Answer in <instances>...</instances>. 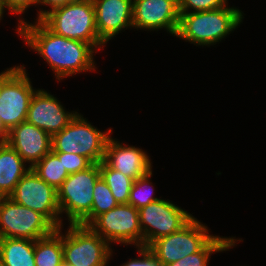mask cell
Instances as JSON below:
<instances>
[{
    "label": "cell",
    "mask_w": 266,
    "mask_h": 266,
    "mask_svg": "<svg viewBox=\"0 0 266 266\" xmlns=\"http://www.w3.org/2000/svg\"><path fill=\"white\" fill-rule=\"evenodd\" d=\"M9 198L42 214L56 229L64 225L57 190L42 180L32 168L16 184Z\"/></svg>",
    "instance_id": "obj_11"
},
{
    "label": "cell",
    "mask_w": 266,
    "mask_h": 266,
    "mask_svg": "<svg viewBox=\"0 0 266 266\" xmlns=\"http://www.w3.org/2000/svg\"><path fill=\"white\" fill-rule=\"evenodd\" d=\"M110 245L119 243L143 247V233L140 227L138 209L130 204H118L108 212L97 216L89 225Z\"/></svg>",
    "instance_id": "obj_8"
},
{
    "label": "cell",
    "mask_w": 266,
    "mask_h": 266,
    "mask_svg": "<svg viewBox=\"0 0 266 266\" xmlns=\"http://www.w3.org/2000/svg\"><path fill=\"white\" fill-rule=\"evenodd\" d=\"M99 38L107 44L122 30L133 28V0H92Z\"/></svg>",
    "instance_id": "obj_17"
},
{
    "label": "cell",
    "mask_w": 266,
    "mask_h": 266,
    "mask_svg": "<svg viewBox=\"0 0 266 266\" xmlns=\"http://www.w3.org/2000/svg\"><path fill=\"white\" fill-rule=\"evenodd\" d=\"M228 0H179V13H193L215 10L227 6Z\"/></svg>",
    "instance_id": "obj_26"
},
{
    "label": "cell",
    "mask_w": 266,
    "mask_h": 266,
    "mask_svg": "<svg viewBox=\"0 0 266 266\" xmlns=\"http://www.w3.org/2000/svg\"><path fill=\"white\" fill-rule=\"evenodd\" d=\"M209 233L208 227L193 217L179 231L156 239L147 249L157 263L165 266L199 252L215 236Z\"/></svg>",
    "instance_id": "obj_7"
},
{
    "label": "cell",
    "mask_w": 266,
    "mask_h": 266,
    "mask_svg": "<svg viewBox=\"0 0 266 266\" xmlns=\"http://www.w3.org/2000/svg\"><path fill=\"white\" fill-rule=\"evenodd\" d=\"M61 266H71V265H68L65 262H63Z\"/></svg>",
    "instance_id": "obj_35"
},
{
    "label": "cell",
    "mask_w": 266,
    "mask_h": 266,
    "mask_svg": "<svg viewBox=\"0 0 266 266\" xmlns=\"http://www.w3.org/2000/svg\"><path fill=\"white\" fill-rule=\"evenodd\" d=\"M63 226L50 235L34 241V259L36 266H61L63 260Z\"/></svg>",
    "instance_id": "obj_20"
},
{
    "label": "cell",
    "mask_w": 266,
    "mask_h": 266,
    "mask_svg": "<svg viewBox=\"0 0 266 266\" xmlns=\"http://www.w3.org/2000/svg\"><path fill=\"white\" fill-rule=\"evenodd\" d=\"M0 263L3 266H36L34 240L0 238Z\"/></svg>",
    "instance_id": "obj_19"
},
{
    "label": "cell",
    "mask_w": 266,
    "mask_h": 266,
    "mask_svg": "<svg viewBox=\"0 0 266 266\" xmlns=\"http://www.w3.org/2000/svg\"><path fill=\"white\" fill-rule=\"evenodd\" d=\"M51 140L44 130L25 121L7 132L5 142L33 167L52 150Z\"/></svg>",
    "instance_id": "obj_15"
},
{
    "label": "cell",
    "mask_w": 266,
    "mask_h": 266,
    "mask_svg": "<svg viewBox=\"0 0 266 266\" xmlns=\"http://www.w3.org/2000/svg\"><path fill=\"white\" fill-rule=\"evenodd\" d=\"M148 154L135 146H130L111 136L107 141L103 161L123 175L136 180L152 171V162Z\"/></svg>",
    "instance_id": "obj_16"
},
{
    "label": "cell",
    "mask_w": 266,
    "mask_h": 266,
    "mask_svg": "<svg viewBox=\"0 0 266 266\" xmlns=\"http://www.w3.org/2000/svg\"><path fill=\"white\" fill-rule=\"evenodd\" d=\"M100 177L107 183L112 195L119 204H128L133 179L100 162Z\"/></svg>",
    "instance_id": "obj_23"
},
{
    "label": "cell",
    "mask_w": 266,
    "mask_h": 266,
    "mask_svg": "<svg viewBox=\"0 0 266 266\" xmlns=\"http://www.w3.org/2000/svg\"><path fill=\"white\" fill-rule=\"evenodd\" d=\"M70 0H37V5L39 6H50L48 10L40 8L38 11V17L36 20H41L49 11L58 8L60 6H64L65 4L70 3ZM42 9V10H41Z\"/></svg>",
    "instance_id": "obj_30"
},
{
    "label": "cell",
    "mask_w": 266,
    "mask_h": 266,
    "mask_svg": "<svg viewBox=\"0 0 266 266\" xmlns=\"http://www.w3.org/2000/svg\"><path fill=\"white\" fill-rule=\"evenodd\" d=\"M176 37L191 44L211 46L217 44L243 22L244 13L237 7L224 6L215 10L179 13Z\"/></svg>",
    "instance_id": "obj_2"
},
{
    "label": "cell",
    "mask_w": 266,
    "mask_h": 266,
    "mask_svg": "<svg viewBox=\"0 0 266 266\" xmlns=\"http://www.w3.org/2000/svg\"><path fill=\"white\" fill-rule=\"evenodd\" d=\"M7 131L0 124V143H4L6 141Z\"/></svg>",
    "instance_id": "obj_32"
},
{
    "label": "cell",
    "mask_w": 266,
    "mask_h": 266,
    "mask_svg": "<svg viewBox=\"0 0 266 266\" xmlns=\"http://www.w3.org/2000/svg\"><path fill=\"white\" fill-rule=\"evenodd\" d=\"M119 203L112 195L107 183L100 177L94 186L91 211L78 223L88 226L97 216L116 207Z\"/></svg>",
    "instance_id": "obj_24"
},
{
    "label": "cell",
    "mask_w": 266,
    "mask_h": 266,
    "mask_svg": "<svg viewBox=\"0 0 266 266\" xmlns=\"http://www.w3.org/2000/svg\"><path fill=\"white\" fill-rule=\"evenodd\" d=\"M32 169L42 180L56 190L69 176L62 160L52 150L38 161Z\"/></svg>",
    "instance_id": "obj_22"
},
{
    "label": "cell",
    "mask_w": 266,
    "mask_h": 266,
    "mask_svg": "<svg viewBox=\"0 0 266 266\" xmlns=\"http://www.w3.org/2000/svg\"><path fill=\"white\" fill-rule=\"evenodd\" d=\"M20 65L7 68L5 71L0 73V91L2 88L3 82L19 67Z\"/></svg>",
    "instance_id": "obj_31"
},
{
    "label": "cell",
    "mask_w": 266,
    "mask_h": 266,
    "mask_svg": "<svg viewBox=\"0 0 266 266\" xmlns=\"http://www.w3.org/2000/svg\"><path fill=\"white\" fill-rule=\"evenodd\" d=\"M140 258H131L121 266H161L147 248H136Z\"/></svg>",
    "instance_id": "obj_29"
},
{
    "label": "cell",
    "mask_w": 266,
    "mask_h": 266,
    "mask_svg": "<svg viewBox=\"0 0 266 266\" xmlns=\"http://www.w3.org/2000/svg\"><path fill=\"white\" fill-rule=\"evenodd\" d=\"M16 32L30 50L40 55L60 82L82 72L96 71V50L87 42L55 34L41 20L32 23L18 19Z\"/></svg>",
    "instance_id": "obj_1"
},
{
    "label": "cell",
    "mask_w": 266,
    "mask_h": 266,
    "mask_svg": "<svg viewBox=\"0 0 266 266\" xmlns=\"http://www.w3.org/2000/svg\"><path fill=\"white\" fill-rule=\"evenodd\" d=\"M78 112H69L61 102L44 89H37L33 94L26 122L44 130L51 137L63 130Z\"/></svg>",
    "instance_id": "obj_14"
},
{
    "label": "cell",
    "mask_w": 266,
    "mask_h": 266,
    "mask_svg": "<svg viewBox=\"0 0 266 266\" xmlns=\"http://www.w3.org/2000/svg\"><path fill=\"white\" fill-rule=\"evenodd\" d=\"M178 2L179 0H133V28L146 31L164 28L175 36L180 18Z\"/></svg>",
    "instance_id": "obj_13"
},
{
    "label": "cell",
    "mask_w": 266,
    "mask_h": 266,
    "mask_svg": "<svg viewBox=\"0 0 266 266\" xmlns=\"http://www.w3.org/2000/svg\"><path fill=\"white\" fill-rule=\"evenodd\" d=\"M111 133V128L103 132L77 113L63 130L52 136V151L75 153L85 156L92 163H100Z\"/></svg>",
    "instance_id": "obj_4"
},
{
    "label": "cell",
    "mask_w": 266,
    "mask_h": 266,
    "mask_svg": "<svg viewBox=\"0 0 266 266\" xmlns=\"http://www.w3.org/2000/svg\"><path fill=\"white\" fill-rule=\"evenodd\" d=\"M71 2H81V1H85V0H70Z\"/></svg>",
    "instance_id": "obj_34"
},
{
    "label": "cell",
    "mask_w": 266,
    "mask_h": 266,
    "mask_svg": "<svg viewBox=\"0 0 266 266\" xmlns=\"http://www.w3.org/2000/svg\"><path fill=\"white\" fill-rule=\"evenodd\" d=\"M152 172L153 171L133 181V185L129 194L128 204L134 206L137 209H140L143 206L161 199L154 197V187L152 182H150L153 174Z\"/></svg>",
    "instance_id": "obj_25"
},
{
    "label": "cell",
    "mask_w": 266,
    "mask_h": 266,
    "mask_svg": "<svg viewBox=\"0 0 266 266\" xmlns=\"http://www.w3.org/2000/svg\"><path fill=\"white\" fill-rule=\"evenodd\" d=\"M238 241L241 242L243 240L215 235L199 252L187 255L165 266H208L212 254L229 251V249L239 243Z\"/></svg>",
    "instance_id": "obj_21"
},
{
    "label": "cell",
    "mask_w": 266,
    "mask_h": 266,
    "mask_svg": "<svg viewBox=\"0 0 266 266\" xmlns=\"http://www.w3.org/2000/svg\"><path fill=\"white\" fill-rule=\"evenodd\" d=\"M6 11H4L3 7H2V4H1V1H0V21L1 19L3 18V14L5 13Z\"/></svg>",
    "instance_id": "obj_33"
},
{
    "label": "cell",
    "mask_w": 266,
    "mask_h": 266,
    "mask_svg": "<svg viewBox=\"0 0 266 266\" xmlns=\"http://www.w3.org/2000/svg\"><path fill=\"white\" fill-rule=\"evenodd\" d=\"M66 168L68 174L76 173L90 167L93 163L86 158L75 153H63V152H54Z\"/></svg>",
    "instance_id": "obj_27"
},
{
    "label": "cell",
    "mask_w": 266,
    "mask_h": 266,
    "mask_svg": "<svg viewBox=\"0 0 266 266\" xmlns=\"http://www.w3.org/2000/svg\"><path fill=\"white\" fill-rule=\"evenodd\" d=\"M112 246L89 226L69 224L63 233V260L71 266H107Z\"/></svg>",
    "instance_id": "obj_5"
},
{
    "label": "cell",
    "mask_w": 266,
    "mask_h": 266,
    "mask_svg": "<svg viewBox=\"0 0 266 266\" xmlns=\"http://www.w3.org/2000/svg\"><path fill=\"white\" fill-rule=\"evenodd\" d=\"M143 248L156 239L179 231L194 216L169 199H159L138 209Z\"/></svg>",
    "instance_id": "obj_10"
},
{
    "label": "cell",
    "mask_w": 266,
    "mask_h": 266,
    "mask_svg": "<svg viewBox=\"0 0 266 266\" xmlns=\"http://www.w3.org/2000/svg\"><path fill=\"white\" fill-rule=\"evenodd\" d=\"M99 178L100 163H93L85 170L69 174L57 189L62 222L64 213L69 224H78L91 211L93 190Z\"/></svg>",
    "instance_id": "obj_6"
},
{
    "label": "cell",
    "mask_w": 266,
    "mask_h": 266,
    "mask_svg": "<svg viewBox=\"0 0 266 266\" xmlns=\"http://www.w3.org/2000/svg\"><path fill=\"white\" fill-rule=\"evenodd\" d=\"M41 21L55 34L89 43L96 51L106 44L99 38L92 0L70 2L49 11Z\"/></svg>",
    "instance_id": "obj_3"
},
{
    "label": "cell",
    "mask_w": 266,
    "mask_h": 266,
    "mask_svg": "<svg viewBox=\"0 0 266 266\" xmlns=\"http://www.w3.org/2000/svg\"><path fill=\"white\" fill-rule=\"evenodd\" d=\"M25 163L11 146L6 142L0 143V197H9L16 184L32 168Z\"/></svg>",
    "instance_id": "obj_18"
},
{
    "label": "cell",
    "mask_w": 266,
    "mask_h": 266,
    "mask_svg": "<svg viewBox=\"0 0 266 266\" xmlns=\"http://www.w3.org/2000/svg\"><path fill=\"white\" fill-rule=\"evenodd\" d=\"M2 7L5 10H8L10 14H19L22 15L25 13L27 8L30 6L37 5V0H0Z\"/></svg>",
    "instance_id": "obj_28"
},
{
    "label": "cell",
    "mask_w": 266,
    "mask_h": 266,
    "mask_svg": "<svg viewBox=\"0 0 266 266\" xmlns=\"http://www.w3.org/2000/svg\"><path fill=\"white\" fill-rule=\"evenodd\" d=\"M56 228L40 213L0 197V238L37 240Z\"/></svg>",
    "instance_id": "obj_9"
},
{
    "label": "cell",
    "mask_w": 266,
    "mask_h": 266,
    "mask_svg": "<svg viewBox=\"0 0 266 266\" xmlns=\"http://www.w3.org/2000/svg\"><path fill=\"white\" fill-rule=\"evenodd\" d=\"M23 65L19 66L2 84L0 91V124L8 132L26 121L34 89Z\"/></svg>",
    "instance_id": "obj_12"
}]
</instances>
